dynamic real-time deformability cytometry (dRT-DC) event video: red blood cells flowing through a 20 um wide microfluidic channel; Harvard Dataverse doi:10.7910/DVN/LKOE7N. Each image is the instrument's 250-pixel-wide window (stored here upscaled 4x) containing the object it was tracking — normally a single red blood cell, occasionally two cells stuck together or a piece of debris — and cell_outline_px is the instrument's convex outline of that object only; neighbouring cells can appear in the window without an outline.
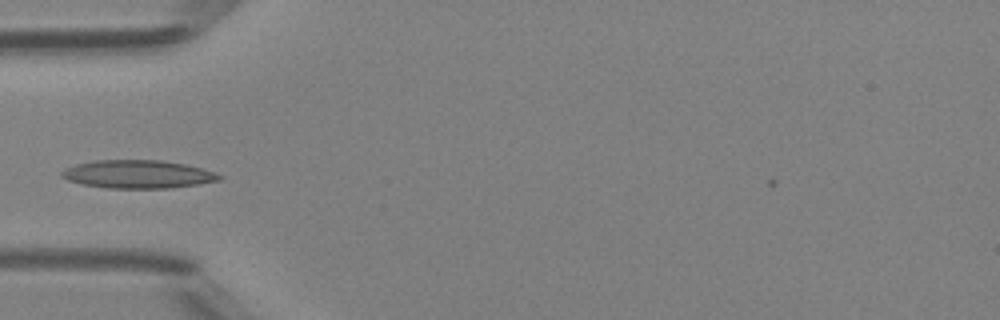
{"species": "Egyptian fruit bat (a non-hibernating species)", "species_latin": "Rousettus aegyptiacus", "temperature_condition": "room temperature", "stored_images_in_passage": 34, "camera_frame_rate_fps": 3000, "um_per_image_px": 0.085, "animal": {"sex": "female"}, "frame": {"image": 1, "passage_image": 1, "time_ms": 0.0, "image_size_px": [1000, 320], "cell_outline_px": [[224, 176], [220, 180], [200, 184], [168, 188], [108, 188], [84, 184], [68, 180], [60, 176], [60, 172], [76, 164], [96, 160], [160, 160], [184, 164], [204, 168], [216, 172]], "centroid_in_image_um": [11.78, 14.81], "position_along_channel_um": 73.2, "area_um2": 25.84}}
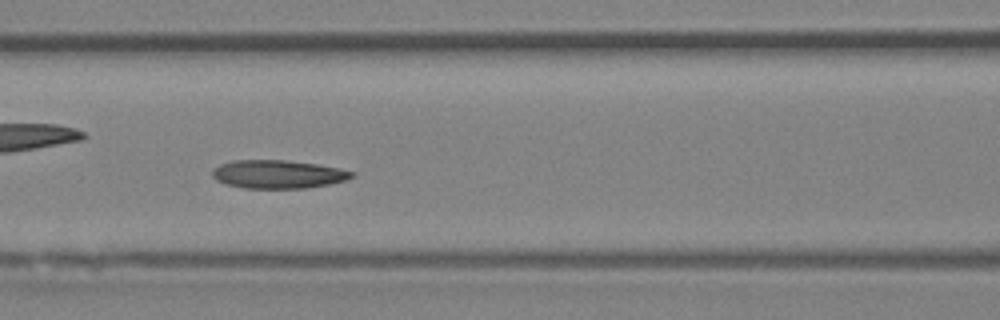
{"frame": {"image": 2, "passage_image": 6, "time_ms": 1.667, "image_size_px": [1000, 320], "cell_outline_px": [[356, 176], [348, 180], [308, 188], [244, 188], [224, 184], [216, 180], [212, 176], [212, 168], [220, 164], [232, 160], [284, 160], [316, 164], [340, 168], [356, 172]], "centroid_in_image_um": [23.64, 14.81], "position_along_channel_um": 143.0, "area_um2": 23.29}}